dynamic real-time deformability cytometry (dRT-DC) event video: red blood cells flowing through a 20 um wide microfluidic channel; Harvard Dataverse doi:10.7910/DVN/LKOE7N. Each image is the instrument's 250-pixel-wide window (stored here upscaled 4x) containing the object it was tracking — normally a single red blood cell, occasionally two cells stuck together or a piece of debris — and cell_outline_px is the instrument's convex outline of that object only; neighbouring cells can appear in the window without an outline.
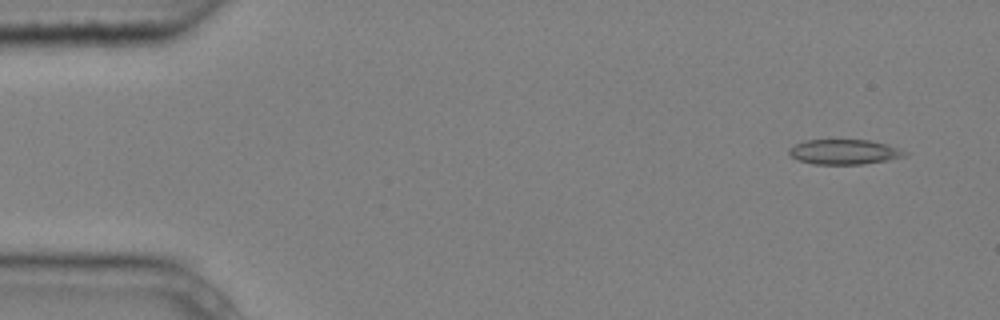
{"species": "common noctule bat (a hibernating species)", "species_latin": "Nyctalus noctula", "temperature_condition": "cold", "stored_images_in_passage": 4, "camera_frame_rate_fps": 3000, "um_per_image_px": 0.085, "animal": {"sex": "male", "body_mass_g": 20.4}, "frame": {"image": 1, "passage_image": 1, "time_ms": 0.0, "image_size_px": [1000, 320], "cell_outline_px": [[908, 156], [888, 160], [864, 164], [812, 164], [800, 160], [792, 156], [788, 152], [788, 148], [804, 140], [868, 140], [888, 144], [900, 148], [908, 152]], "centroid_in_image_um": [71.81, 12.91], "position_along_channel_um": 13.2, "area_um2": 16.94}}